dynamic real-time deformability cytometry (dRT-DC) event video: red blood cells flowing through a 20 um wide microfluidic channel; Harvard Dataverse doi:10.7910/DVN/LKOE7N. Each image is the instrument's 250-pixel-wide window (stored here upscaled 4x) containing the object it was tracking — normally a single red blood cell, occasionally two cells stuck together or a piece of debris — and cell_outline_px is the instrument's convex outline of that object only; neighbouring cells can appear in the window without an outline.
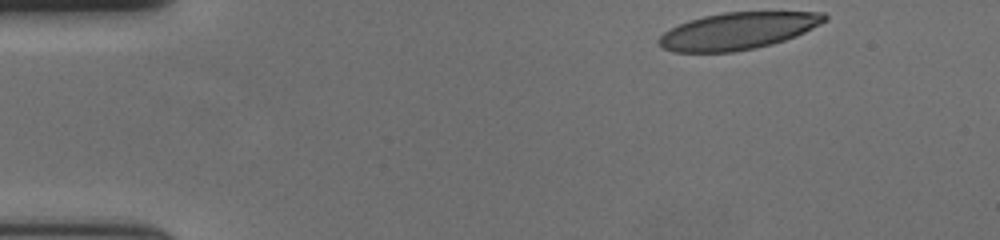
{"species": "human", "species_latin": "Homo sapiens", "temperature_condition": "cold", "stored_images_in_passage": 51, "camera_frame_rate_fps": 3000, "um_per_image_px": 0.085, "donor": {"sex": "female"}, "frame": {"image": 1, "passage_image": 1, "time_ms": 0.0, "image_size_px": [1000, 240], "cell_outline_px": [[828, 20], [796, 36], [772, 44], [756, 48], [732, 52], [672, 52], [656, 44], [656, 40], [664, 32], [688, 20], [704, 16], [724, 12], [824, 12], [828, 16]], "centroid_in_image_um": [62.7, 2.63], "position_along_channel_um": 22.3, "area_um2": 35.72}}
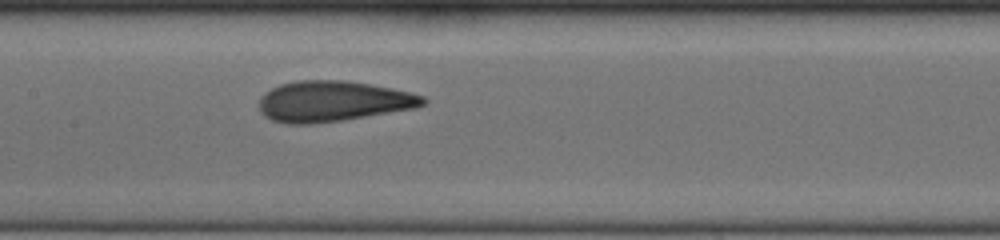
{"frame": {"image": 2, "passage_image": 22, "time_ms": 7.0, "image_size_px": [1000, 240], "cell_outline_px": [[428, 100], [424, 104], [416, 108], [340, 120], [312, 124], [288, 124], [272, 120], [264, 116], [260, 112], [260, 96], [264, 92], [280, 84], [296, 80], [344, 80], [392, 88], [412, 92], [424, 96]], "centroid_in_image_um": [28.29, 8.6], "position_along_channel_um": 179.1, "area_um2": 38.84}}
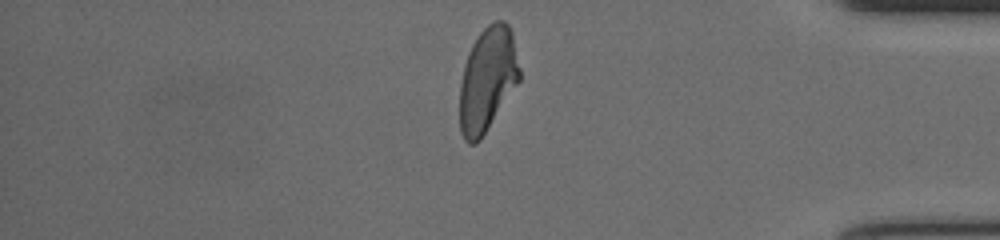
{"frame": {"image": 3, "passage_image": 42, "time_ms": 13.667, "image_size_px": [1000, 240], "cell_outline_px": [[520, 80], [480, 140], [476, 144], [468, 144], [464, 140], [460, 132], [460, 84], [464, 64], [468, 52], [472, 44], [480, 32], [488, 24], [496, 20], [504, 20], [508, 24], [512, 32], [520, 68]], "centroid_in_image_um": [41.43, 6.75], "position_along_channel_um": 393.8, "area_um2": 36.47}, "authors_computed_cell_mechanics": {"area_um2": 37.281, "velocity_mm_per_s": 3.6334, "shape_relaxation_time_tau1_ms": 6.1239, "shape_relaxation_time_tau2_ms": 1.503, "deformation_change_tau1": 0.1886, "deformation_change_tau2": 0.0791}}